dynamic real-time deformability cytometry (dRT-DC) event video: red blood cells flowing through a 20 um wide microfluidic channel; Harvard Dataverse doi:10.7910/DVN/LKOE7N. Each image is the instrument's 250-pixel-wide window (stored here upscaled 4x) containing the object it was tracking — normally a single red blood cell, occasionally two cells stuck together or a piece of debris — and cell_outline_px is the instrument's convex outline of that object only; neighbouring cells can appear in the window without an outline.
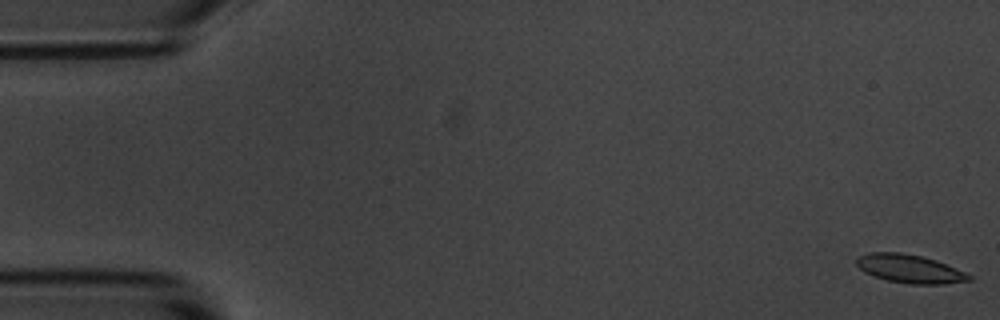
{"species": "common noctule bat (a hibernating species)", "species_latin": "Nyctalus noctula", "temperature_condition": "room temperature", "stored_images_in_passage": 7, "camera_frame_rate_fps": 3000, "um_per_image_px": 0.085, "animal": {"sex": "male", "body_mass_g": 20.1, "forearm_length_mm": 53.5}, "frame": {"image": 1, "passage_image": 1, "time_ms": 0.0, "image_size_px": [1000, 320], "cell_outline_px": [[972, 280], [944, 284], [908, 284], [888, 280], [864, 272], [856, 264], [856, 256], [868, 252], [900, 252], [920, 256], [936, 260], [964, 272], [972, 276]], "centroid_in_image_um": [77.3, 22.84], "position_along_channel_um": 7.7, "area_um2": 18.55}}
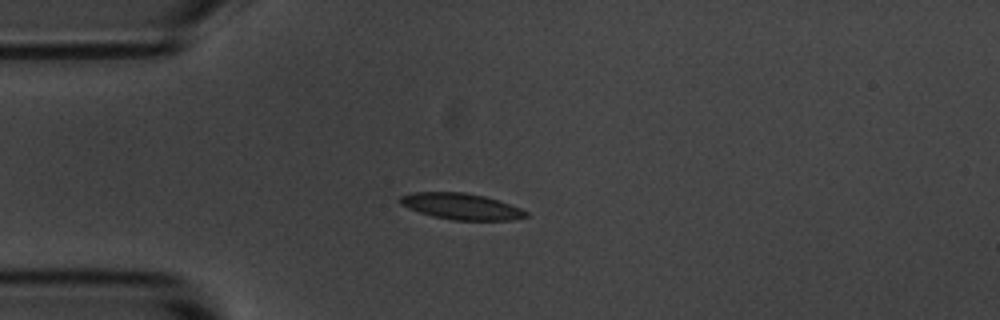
{"frame": {"image": 2, "passage_image": 4, "time_ms": 4.333, "image_size_px": [1000, 320], "cell_outline_px": [[528, 216], [512, 220], [452, 220], [432, 216], [408, 208], [400, 204], [396, 200], [400, 196], [412, 192], [464, 192], [484, 196], [520, 208], [528, 212]], "centroid_in_image_um": [39.15, 17.54], "position_along_channel_um": 45.9, "area_um2": 19.19}}
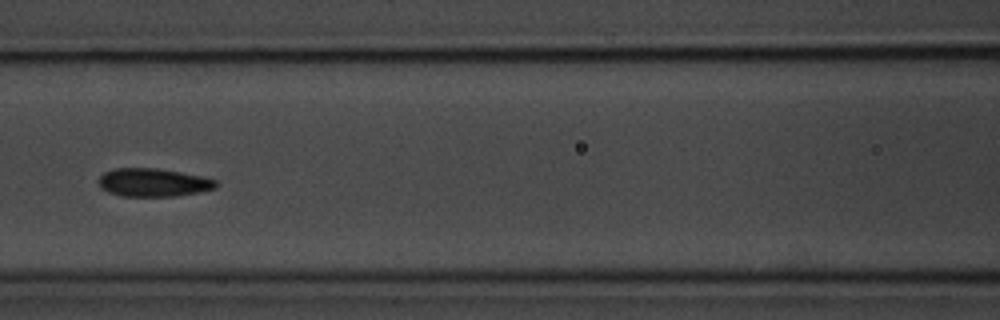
{"frame": {"image": 3, "passage_image": 7, "time_ms": 7.667, "image_size_px": [1000, 320], "cell_outline_px": [[220, 184], [216, 188], [200, 192], [176, 196], [120, 196], [108, 192], [100, 188], [96, 180], [104, 172], [116, 168], [156, 168], [204, 176], [216, 180]], "centroid_in_image_um": [13.03, 15.51], "position_along_channel_um": 153.6, "area_um2": 19.59}}